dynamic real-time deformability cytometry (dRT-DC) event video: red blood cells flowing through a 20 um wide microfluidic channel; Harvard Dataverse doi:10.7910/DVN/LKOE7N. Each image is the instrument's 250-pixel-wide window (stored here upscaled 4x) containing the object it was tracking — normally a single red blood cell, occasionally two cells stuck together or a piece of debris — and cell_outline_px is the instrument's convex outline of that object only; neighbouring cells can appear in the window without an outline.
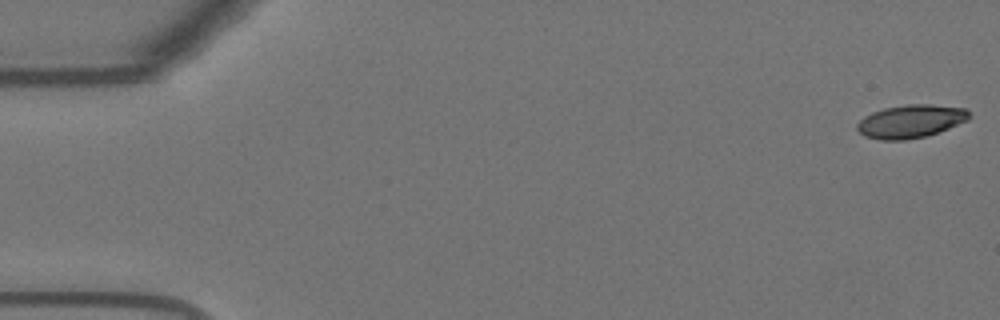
{"species": "Egyptian fruit bat (a non-hibernating species)", "species_latin": "Rousettus aegyptiacus", "temperature_condition": "warm", "stored_images_in_passage": 20, "camera_frame_rate_fps": 3000, "um_per_image_px": 0.085, "animal": {"sex": "female"}, "frame": {"image": 1, "passage_image": 1, "time_ms": 0.0, "image_size_px": [1000, 320], "cell_outline_px": [[972, 116], [968, 120], [948, 128], [924, 136], [904, 140], [880, 140], [864, 136], [856, 128], [856, 124], [864, 116], [872, 112], [884, 108], [908, 104], [928, 104], [968, 108], [972, 112]], "centroid_in_image_um": [77.43, 10.3], "position_along_channel_um": 7.6, "area_um2": 21.73}}
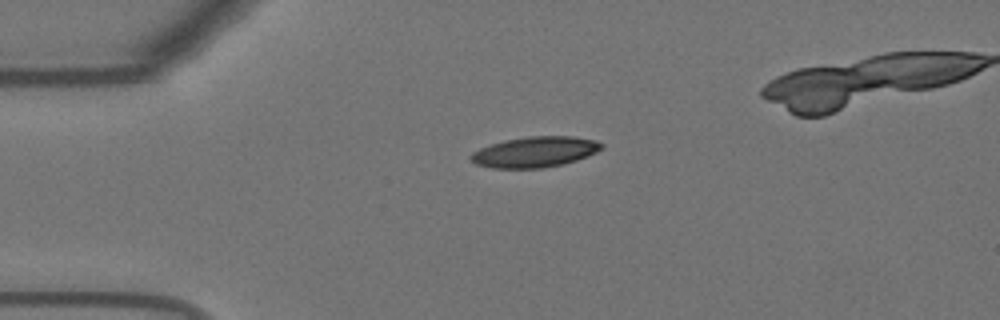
{"frame": {"image": 2, "passage_image": 13, "time_ms": 4.0, "image_size_px": [1000, 320], "cell_outline_px": [[604, 148], [596, 152], [576, 160], [560, 164], [540, 168], [492, 168], [476, 164], [468, 156], [472, 152], [480, 148], [504, 140], [528, 136], [572, 136], [596, 140], [604, 144]], "centroid_in_image_um": [45.47, 12.9], "position_along_channel_um": 39.5, "area_um2": 23.24}}
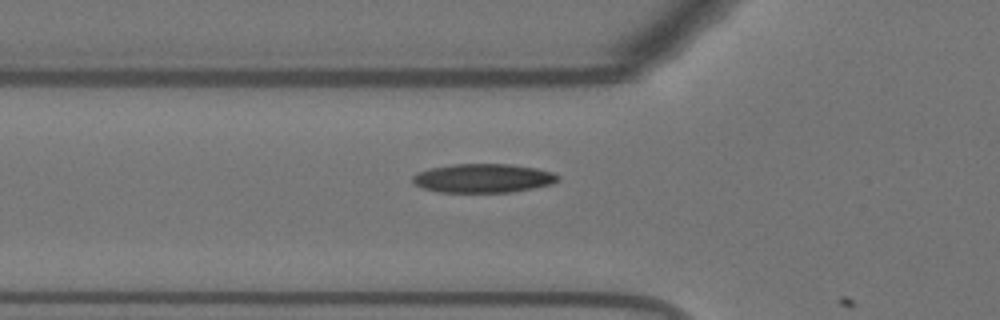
{"frame": {"image": 3, "passage_image": 19, "time_ms": 6.0, "image_size_px": [1000, 320], "cell_outline_px": [[560, 180], [552, 184], [512, 192], [440, 192], [424, 188], [416, 184], [412, 180], [412, 176], [416, 172], [432, 168], [452, 164], [508, 164], [536, 168], [552, 172], [560, 176]], "centroid_in_image_um": [41.09, 15.14], "position_along_channel_um": 84.7, "area_um2": 24.39}}